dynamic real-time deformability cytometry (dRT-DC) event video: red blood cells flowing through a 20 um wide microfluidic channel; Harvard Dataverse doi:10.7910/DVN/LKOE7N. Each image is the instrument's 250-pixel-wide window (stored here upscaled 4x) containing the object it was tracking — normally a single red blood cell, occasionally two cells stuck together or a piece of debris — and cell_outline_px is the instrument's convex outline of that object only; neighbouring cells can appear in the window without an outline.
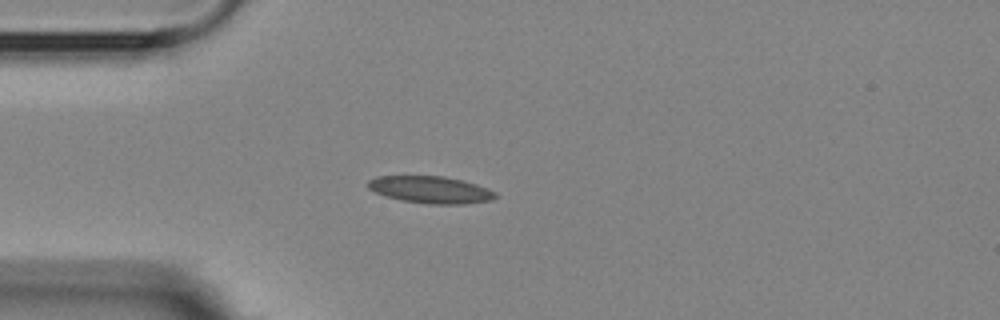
{"species": "Egyptian fruit bat (a non-hibernating species)", "species_latin": "Rousettus aegyptiacus", "temperature_condition": "room temperature", "stored_images_in_passage": 5, "camera_frame_rate_fps": 3000, "um_per_image_px": 0.085, "animal": {"sex": "female"}, "frame": {"image": 1, "passage_image": 4, "time_ms": 4.333, "image_size_px": [1000, 320], "cell_outline_px": [[496, 196], [492, 200], [464, 204], [432, 204], [404, 200], [388, 196], [376, 192], [368, 188], [368, 180], [376, 176], [444, 176], [476, 184], [488, 188], [496, 192]], "centroid_in_image_um": [36.63, 16.12], "position_along_channel_um": 48.4, "area_um2": 19.83}}